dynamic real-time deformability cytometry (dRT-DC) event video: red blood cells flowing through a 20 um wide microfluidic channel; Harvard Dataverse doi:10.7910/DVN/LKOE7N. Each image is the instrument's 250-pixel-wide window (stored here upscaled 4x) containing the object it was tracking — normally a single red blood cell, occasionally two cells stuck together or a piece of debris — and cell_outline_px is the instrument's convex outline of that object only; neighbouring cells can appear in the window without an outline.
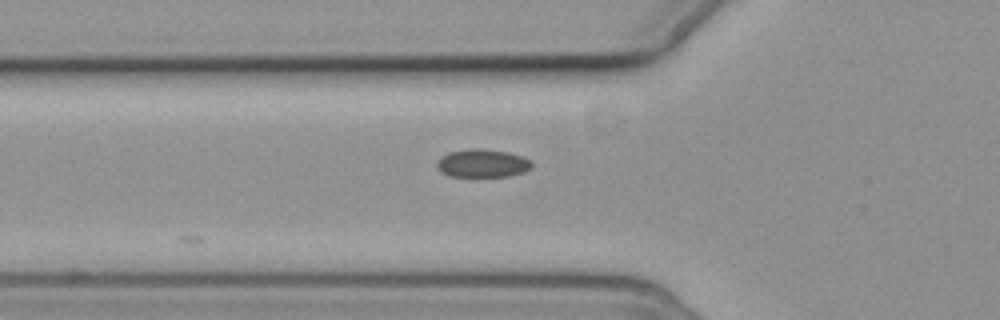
{"species": "common noctule bat (a hibernating species)", "species_latin": "Nyctalus noctula", "temperature_condition": "cold", "stored_images_in_passage": 2, "camera_frame_rate_fps": 3000, "um_per_image_px": 0.085, "animal": {"sex": "female", "body_mass_g": 19.3, "forearm_length_mm": 54.1}, "frame": {"image": 1, "passage_image": 2, "time_ms": 1.333, "image_size_px": [1000, 320], "cell_outline_px": [[532, 168], [524, 172], [508, 176], [448, 176], [440, 172], [436, 168], [436, 160], [440, 156], [448, 152], [468, 148], [476, 148], [508, 152], [524, 156], [532, 160]], "centroid_in_image_um": [40.98, 13.87], "position_along_channel_um": 84.8, "area_um2": 15.9}}